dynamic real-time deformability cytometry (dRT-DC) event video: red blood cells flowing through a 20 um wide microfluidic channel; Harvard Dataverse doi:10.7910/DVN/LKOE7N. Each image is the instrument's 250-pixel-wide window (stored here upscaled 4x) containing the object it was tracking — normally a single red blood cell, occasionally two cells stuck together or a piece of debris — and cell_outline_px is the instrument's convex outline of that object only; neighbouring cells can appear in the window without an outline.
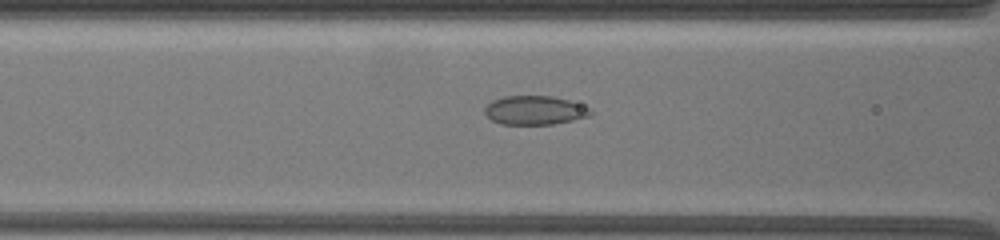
{"species": "common noctule bat (a hibernating species)", "species_latin": "Nyctalus noctula", "temperature_condition": "warm", "stored_images_in_passage": 33, "camera_frame_rate_fps": 3000, "um_per_image_px": 0.085, "animal": {"sex": "female", "body_mass_g": 19.5, "forearm_length_mm": 54.1}, "frame": {"image": 1, "passage_image": 29, "time_ms": 5.0, "image_size_px": [1000, 240], "cell_outline_px": [[592, 112], [588, 116], [572, 120], [552, 124], [500, 124], [492, 120], [484, 112], [484, 108], [492, 100], [504, 96], [552, 96], [568, 100], [592, 108]], "centroid_in_image_um": [45.44, 9.37], "position_along_channel_um": 121.2, "area_um2": 17.74}}